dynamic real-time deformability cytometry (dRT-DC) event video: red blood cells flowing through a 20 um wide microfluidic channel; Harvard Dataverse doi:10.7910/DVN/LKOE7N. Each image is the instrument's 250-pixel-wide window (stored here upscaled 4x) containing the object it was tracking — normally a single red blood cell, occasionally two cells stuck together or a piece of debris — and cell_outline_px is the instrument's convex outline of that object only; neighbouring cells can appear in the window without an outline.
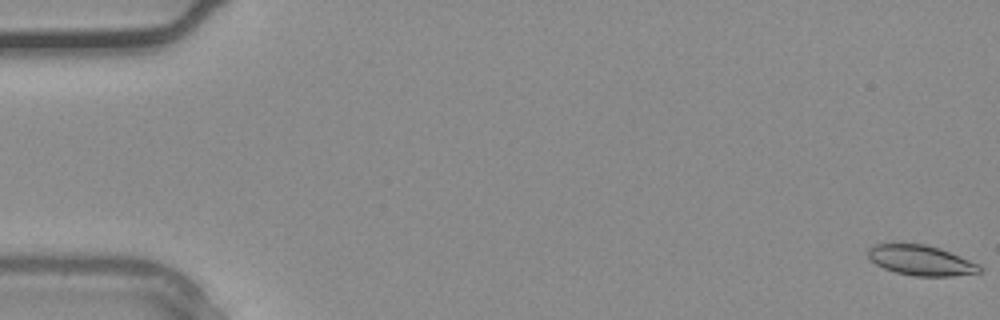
{"species": "common noctule bat (a hibernating species)", "species_latin": "Nyctalus noctula", "temperature_condition": "warm", "stored_images_in_passage": 37, "camera_frame_rate_fps": 3000, "um_per_image_px": 0.085, "animal": {"sex": "male", "body_mass_g": 20.4}, "frame": {"image": 1, "passage_image": 1, "time_ms": 0.0, "image_size_px": [1000, 320], "cell_outline_px": [[984, 272], [952, 276], [916, 276], [896, 272], [884, 268], [876, 264], [868, 256], [868, 248], [876, 244], [924, 244], [940, 248], [980, 264], [984, 268]], "centroid_in_image_um": [78.35, 22.14], "position_along_channel_um": 6.7, "area_um2": 19.59}}
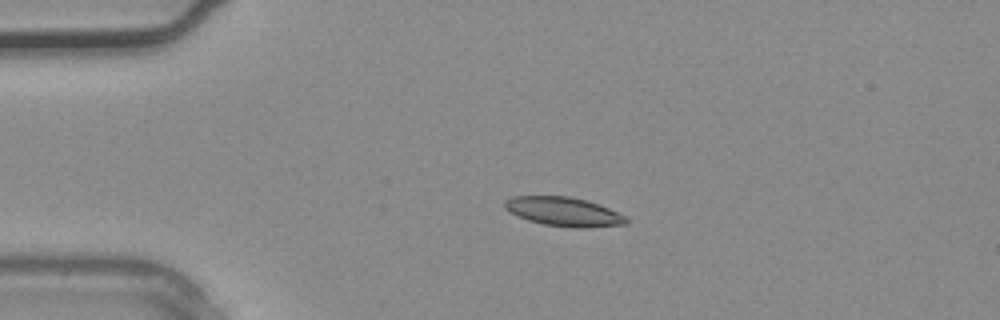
{"frame": {"image": 2, "passage_image": 9, "time_ms": 2.667, "image_size_px": [1000, 320], "cell_outline_px": [[628, 224], [588, 228], [572, 228], [544, 224], [528, 220], [504, 208], [504, 200], [512, 196], [568, 196], [584, 200], [608, 208], [624, 216], [628, 220]], "centroid_in_image_um": [47.91, 18.0], "position_along_channel_um": 37.1, "area_um2": 20.35}}
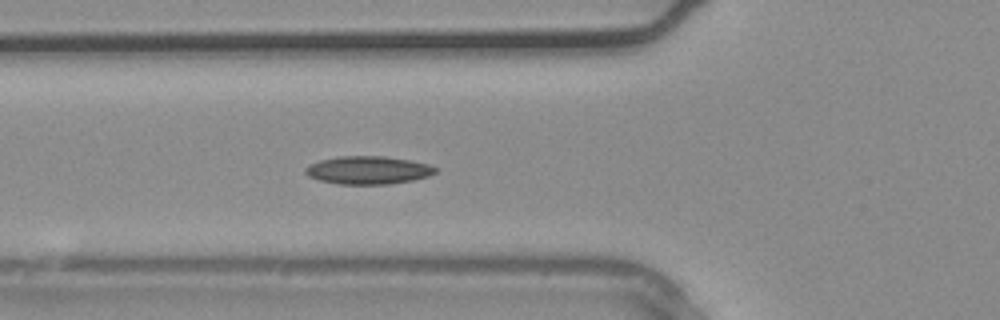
{"frame": {"image": 3, "passage_image": 14, "time_ms": 4.333, "image_size_px": [1000, 320], "cell_outline_px": [[440, 168], [436, 172], [428, 176], [412, 180], [388, 184], [340, 184], [320, 180], [308, 176], [304, 172], [304, 168], [320, 160], [340, 156], [384, 156], [408, 160], [428, 164]], "centroid_in_image_um": [31.3, 14.46], "position_along_channel_um": 94.5, "area_um2": 21.1}}